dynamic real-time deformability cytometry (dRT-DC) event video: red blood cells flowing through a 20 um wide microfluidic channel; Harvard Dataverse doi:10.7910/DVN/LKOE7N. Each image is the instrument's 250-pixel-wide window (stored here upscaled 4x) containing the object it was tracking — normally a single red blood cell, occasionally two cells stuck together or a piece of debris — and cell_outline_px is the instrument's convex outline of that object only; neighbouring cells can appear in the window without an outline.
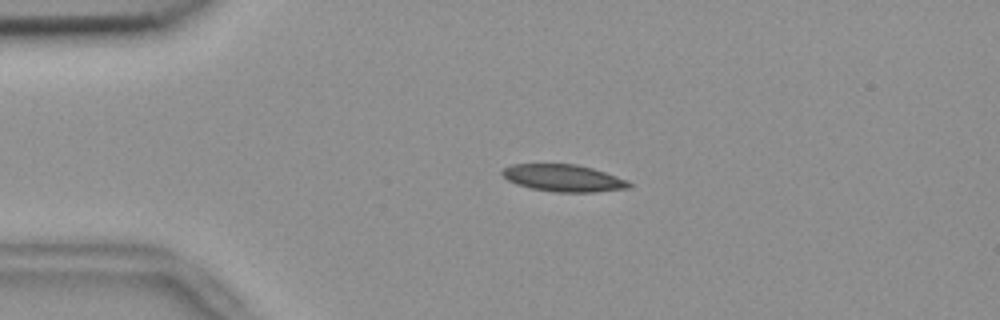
{"species": "common noctule bat (a hibernating species)", "species_latin": "Nyctalus noctula", "temperature_condition": "room temperature", "stored_images_in_passage": 46, "camera_frame_rate_fps": 3000, "um_per_image_px": 0.085, "animal": {"sex": "female", "body_mass_g": 18.4}, "frame": {"image": 1, "passage_image": 11, "time_ms": 3.333, "image_size_px": [1000, 320], "cell_outline_px": [[632, 184], [628, 188], [596, 192], [556, 192], [532, 188], [516, 184], [508, 180], [500, 172], [504, 168], [512, 164], [576, 164], [592, 168], [628, 180]], "centroid_in_image_um": [47.89, 15.13], "position_along_channel_um": 37.1, "area_um2": 19.88}}
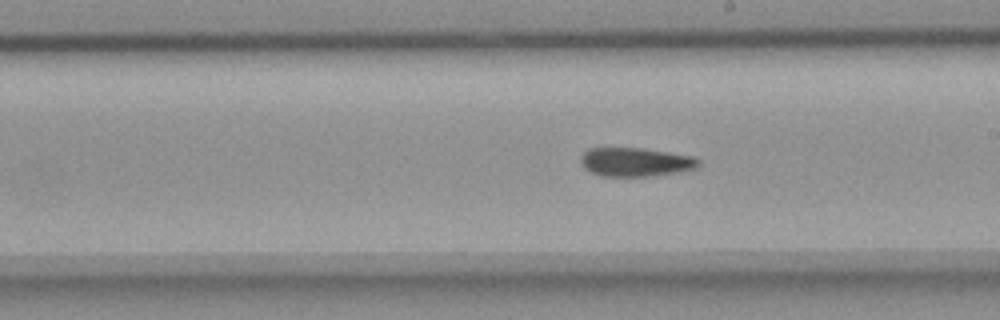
{"frame": {"image": 2, "passage_image": 30, "time_ms": 9.667, "image_size_px": [1000, 320], "cell_outline_px": [[700, 164], [696, 168], [676, 172], [648, 176], [600, 176], [588, 172], [580, 164], [580, 156], [588, 148], [644, 148], [696, 156], [700, 160]], "centroid_in_image_um": [54.0, 13.76], "position_along_channel_um": 235.0, "area_um2": 20.06}}
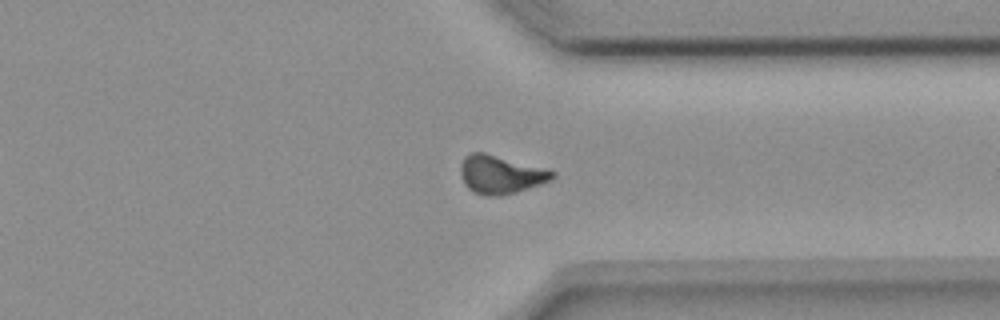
{"frame": {"image": 3, "passage_image": 41, "time_ms": 13.333, "image_size_px": [1000, 320], "cell_outline_px": [[556, 176], [552, 180], [516, 192], [500, 196], [488, 196], [472, 192], [464, 184], [460, 172], [460, 164], [464, 156], [472, 152], [484, 152], [556, 172]], "centroid_in_image_um": [42.51, 14.84], "position_along_channel_um": 368.9, "area_um2": 20.4}, "authors_computed_cell_mechanics": {"area_um2": 20.0566, "velocity_mm_per_s": 3.6649, "shape_relaxation_time_tau1_ms": 6.2055, "shape_relaxation_time_tau2_ms": 3.5443, "deformation_change_tau1": 0.1462, "deformation_change_tau2": 0.1106}}